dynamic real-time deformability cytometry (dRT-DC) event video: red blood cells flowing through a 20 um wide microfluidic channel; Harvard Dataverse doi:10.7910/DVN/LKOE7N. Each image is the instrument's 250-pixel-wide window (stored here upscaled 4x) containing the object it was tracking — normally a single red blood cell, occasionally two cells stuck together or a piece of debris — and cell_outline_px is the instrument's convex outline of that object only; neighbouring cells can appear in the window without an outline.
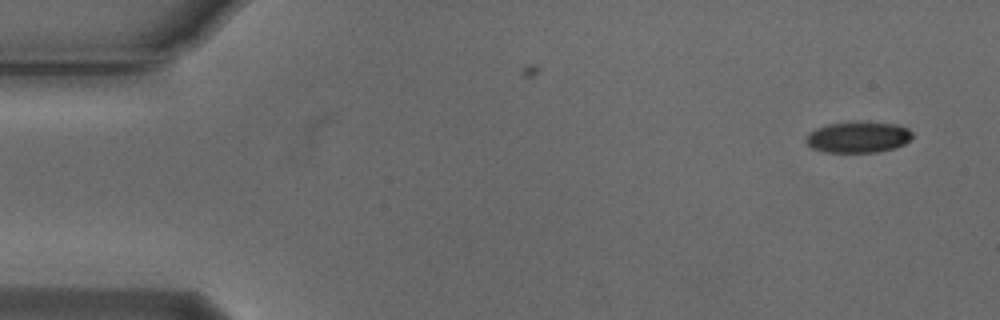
{"species": "Egyptian fruit bat (a non-hibernating species)", "species_latin": "Rousettus aegyptiacus", "temperature_condition": "cold", "stored_images_in_passage": 2, "camera_frame_rate_fps": 3000, "um_per_image_px": 0.085, "animal": {"sex": "male"}, "frame": {"image": 1, "passage_image": 1, "time_ms": 0.0, "image_size_px": [1000, 320], "cell_outline_px": [[912, 136], [904, 144], [892, 148], [876, 152], [824, 152], [812, 148], [804, 140], [808, 132], [816, 128], [828, 124], [896, 124], [908, 128], [912, 132]], "centroid_in_image_um": [72.89, 11.69], "position_along_channel_um": 12.1, "area_um2": 18.55}}